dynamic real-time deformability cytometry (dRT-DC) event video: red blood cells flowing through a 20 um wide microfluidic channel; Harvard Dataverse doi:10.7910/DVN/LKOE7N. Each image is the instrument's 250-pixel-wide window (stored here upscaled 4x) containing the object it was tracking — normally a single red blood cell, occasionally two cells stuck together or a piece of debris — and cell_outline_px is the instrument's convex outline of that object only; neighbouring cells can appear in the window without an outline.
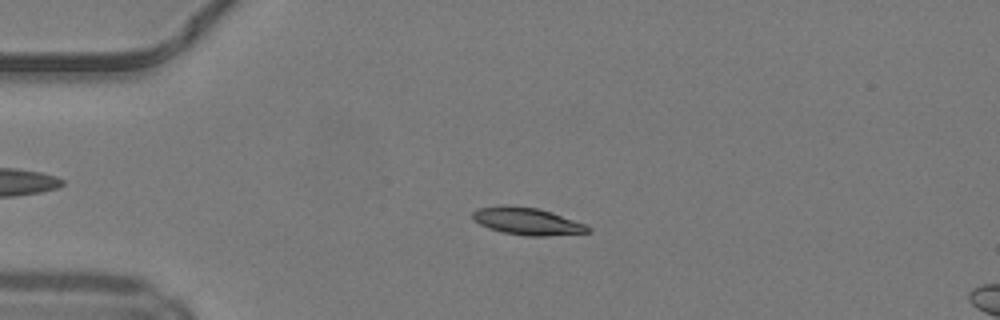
{"species": "common noctule bat (a hibernating species)", "species_latin": "Nyctalus noctula", "temperature_condition": "warm", "stored_images_in_passage": 49, "camera_frame_rate_fps": 3000, "um_per_image_px": 0.085, "animal": {"sex": "male", "body_mass_g": 19.2, "forearm_length_mm": 51.8}, "frame": {"image": 1, "passage_image": 12, "time_ms": 3.667, "image_size_px": [1000, 320], "cell_outline_px": [[592, 232], [544, 236], [524, 236], [504, 232], [488, 228], [472, 220], [472, 212], [476, 208], [504, 204], [540, 208], [552, 212], [584, 224], [592, 228]], "centroid_in_image_um": [44.77, 18.79], "position_along_channel_um": 40.2, "area_um2": 18.55}}
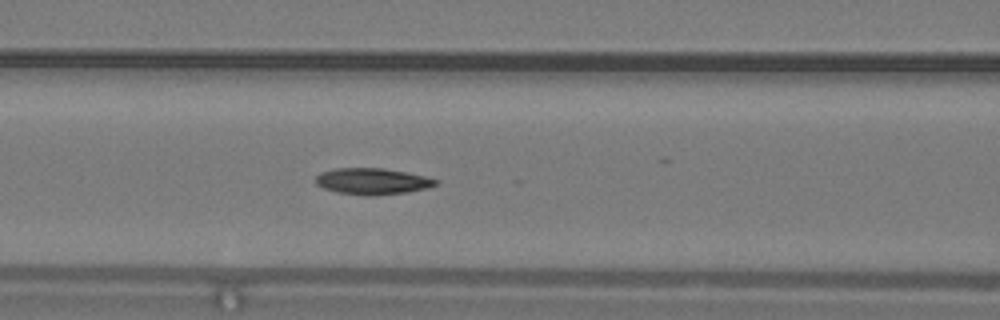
{"frame": {"image": 2, "passage_image": 21, "time_ms": 6.667, "image_size_px": [1000, 320], "cell_outline_px": [[440, 184], [428, 188], [408, 192], [372, 196], [364, 196], [336, 192], [324, 188], [316, 184], [316, 176], [320, 172], [336, 168], [384, 168], [424, 176], [440, 180]], "centroid_in_image_um": [31.67, 15.42], "position_along_channel_um": 134.9, "area_um2": 18.61}}
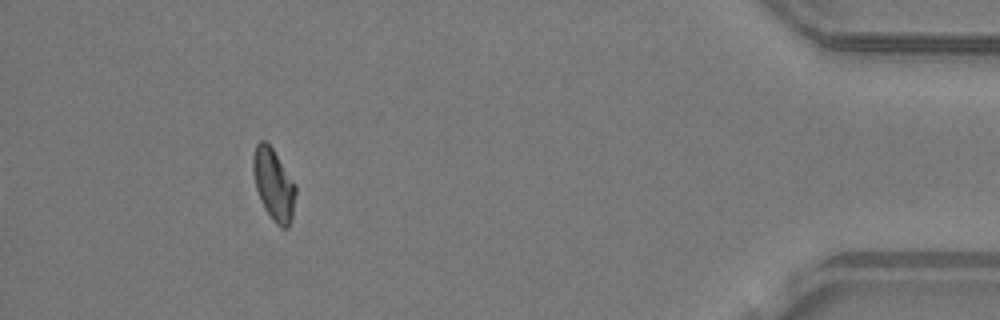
{"frame": {"image": 3, "passage_image": 45, "time_ms": 14.667, "image_size_px": [1000, 320], "cell_outline_px": [[296, 192], [292, 220], [288, 228], [280, 228], [272, 220], [264, 208], [260, 200], [256, 188], [252, 172], [252, 156], [256, 144], [260, 140], [264, 140], [272, 148], [296, 184]], "centroid_in_image_um": [23.26, 15.7], "position_along_channel_um": 411.9, "area_um2": 18.03}, "authors_computed_cell_mechanics": {"area_um2": 18.0336, "velocity_mm_per_s": 4.2356, "shape_relaxation_time_tau1_ms": 8.8634, "shape_relaxation_time_tau2_ms": 5.7811, "deformation_change_tau1": 0.2021, "deformation_change_tau2": 0.1194}}